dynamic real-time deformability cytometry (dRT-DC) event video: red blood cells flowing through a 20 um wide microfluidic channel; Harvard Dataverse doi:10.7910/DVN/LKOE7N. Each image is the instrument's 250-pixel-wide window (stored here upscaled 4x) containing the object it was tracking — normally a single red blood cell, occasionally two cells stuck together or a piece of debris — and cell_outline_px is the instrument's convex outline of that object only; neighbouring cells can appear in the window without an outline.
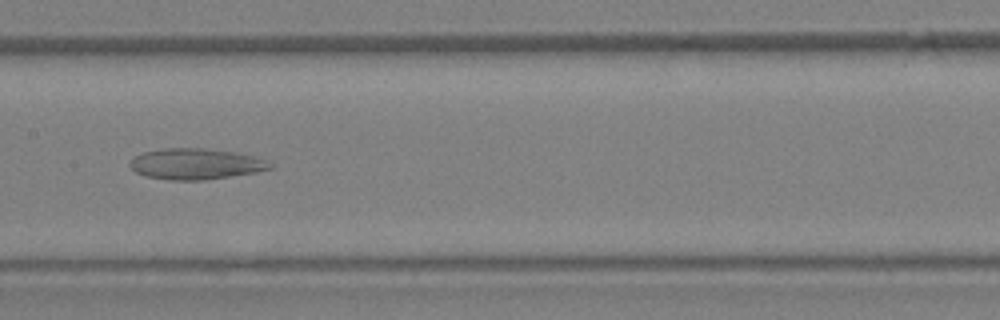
{"species": "Egyptian fruit bat (a non-hibernating species)", "species_latin": "Rousettus aegyptiacus", "temperature_condition": "warm", "stored_images_in_passage": 32, "camera_frame_rate_fps": 3000, "um_per_image_px": 0.085, "animal": {"sex": "female"}, "frame": {"image": 1, "passage_image": 12, "time_ms": 3.667, "image_size_px": [1000, 320], "cell_outline_px": [[272, 168], [256, 172], [204, 180], [172, 180], [148, 176], [136, 172], [128, 164], [136, 156], [144, 152], [160, 148], [204, 148], [236, 152], [256, 156], [272, 164]], "centroid_in_image_um": [16.65, 13.92], "position_along_channel_um": 190.7, "area_um2": 25.09}}
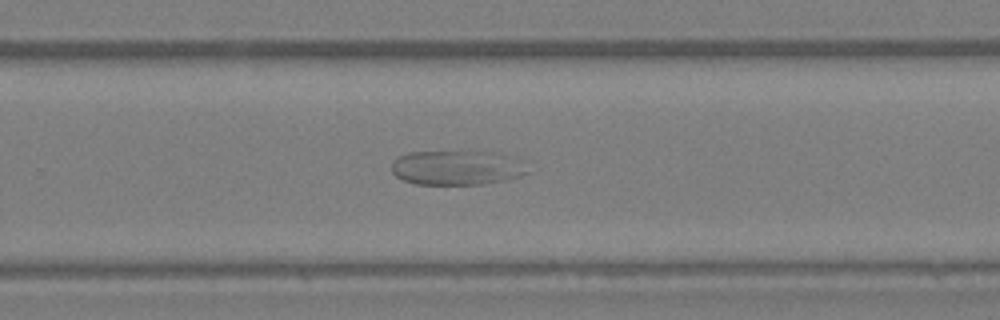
{"frame": {"image": 2, "passage_image": 18, "time_ms": 5.667, "image_size_px": [1000, 320], "cell_outline_px": [[528, 172], [520, 176], [504, 180], [484, 184], [416, 184], [404, 180], [396, 176], [392, 172], [392, 160], [408, 152], [480, 152], [524, 156]], "centroid_in_image_um": [38.91, 14.25], "position_along_channel_um": 290.9, "area_um2": 27.63}}
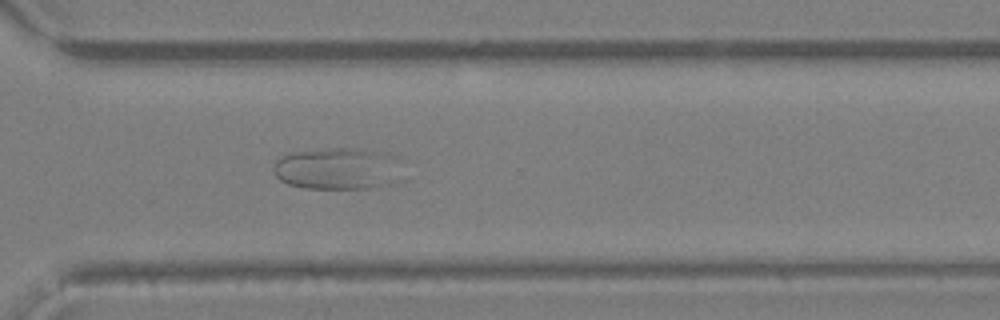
{"frame": {"image": 3, "passage_image": 21, "time_ms": 6.667, "image_size_px": [1000, 320], "cell_outline_px": [[380, 184], [368, 188], [304, 188], [288, 184], [280, 180], [276, 176], [272, 168], [276, 160], [280, 156], [296, 152], [332, 148], [356, 148], [380, 152]], "centroid_in_image_um": [28.05, 14.32], "position_along_channel_um": 342.5, "area_um2": 27.4}}